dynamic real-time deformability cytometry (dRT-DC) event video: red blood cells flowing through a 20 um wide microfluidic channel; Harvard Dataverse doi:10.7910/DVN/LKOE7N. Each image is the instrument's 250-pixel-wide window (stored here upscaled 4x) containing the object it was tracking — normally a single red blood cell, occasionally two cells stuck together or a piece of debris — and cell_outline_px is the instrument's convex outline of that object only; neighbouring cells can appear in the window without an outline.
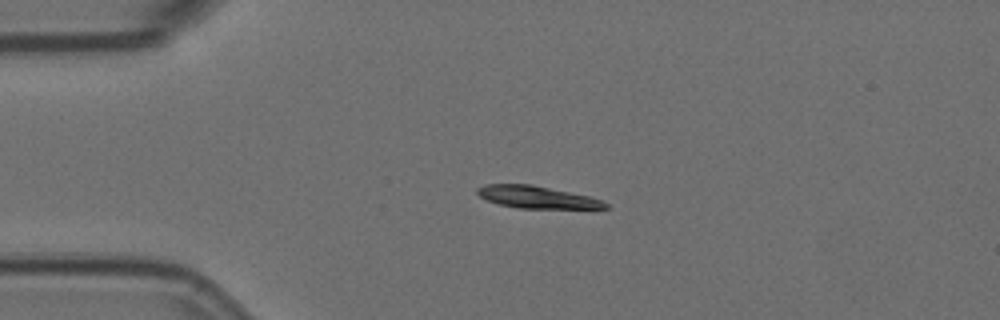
{"species": "Egyptian fruit bat (a non-hibernating species)", "species_latin": "Rousettus aegyptiacus", "temperature_condition": "room temperature", "stored_images_in_passage": 18, "camera_frame_rate_fps": 3000, "um_per_image_px": 0.085, "animal": {"sex": "female"}, "frame": {"image": 1, "passage_image": 12, "time_ms": 3.667, "image_size_px": [1000, 320], "cell_outline_px": [[612, 208], [516, 208], [500, 204], [488, 200], [480, 196], [476, 192], [476, 188], [484, 184], [532, 184], [588, 196], [604, 200]], "centroid_in_image_um": [45.64, 16.75], "position_along_channel_um": 39.4, "area_um2": 16.53}}
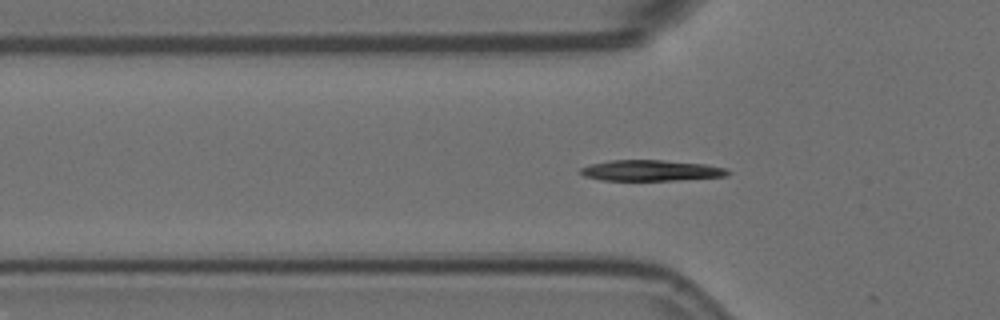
{"frame": {"image": 2, "passage_image": 17, "time_ms": 5.333, "image_size_px": [1000, 320], "cell_outline_px": [[732, 172], [728, 176], [676, 180], [600, 180], [584, 176], [580, 172], [580, 168], [588, 164], [612, 160], [664, 160], [704, 164], [728, 168]], "centroid_in_image_um": [55.36, 14.49], "position_along_channel_um": 70.4, "area_um2": 18.03}}